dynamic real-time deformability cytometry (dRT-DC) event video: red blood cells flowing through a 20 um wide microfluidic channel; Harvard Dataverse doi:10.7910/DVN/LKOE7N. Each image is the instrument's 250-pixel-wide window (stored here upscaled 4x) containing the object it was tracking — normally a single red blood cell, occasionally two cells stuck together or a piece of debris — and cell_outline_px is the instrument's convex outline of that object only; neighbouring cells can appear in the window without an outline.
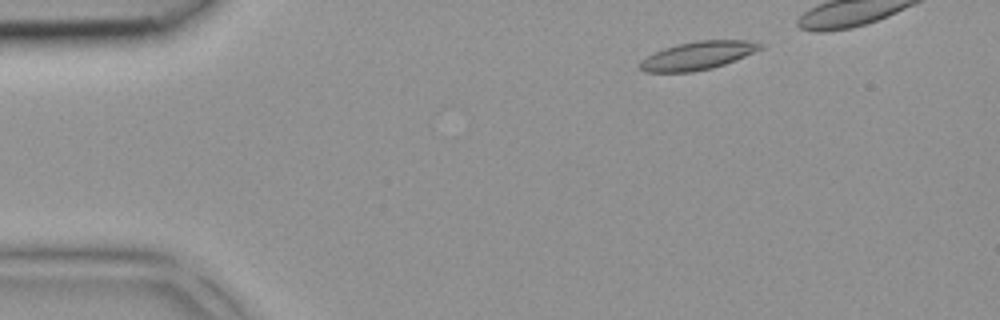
{"species": "common noctule bat (a hibernating species)", "species_latin": "Nyctalus noctula", "temperature_condition": "room temperature", "stored_images_in_passage": 29, "camera_frame_rate_fps": 3000, "um_per_image_px": 0.085, "animal": {"sex": "female", "body_mass_g": 18.4}, "frame": {"image": 1, "passage_image": 1, "time_ms": 0.0, "image_size_px": [1000, 320], "cell_outline_px": [[764, 48], [724, 64], [712, 68], [692, 72], [644, 72], [636, 64], [640, 60], [664, 48], [696, 40], [748, 40], [764, 44]], "centroid_in_image_um": [59.3, 4.72], "position_along_channel_um": 25.7, "area_um2": 19.71}}
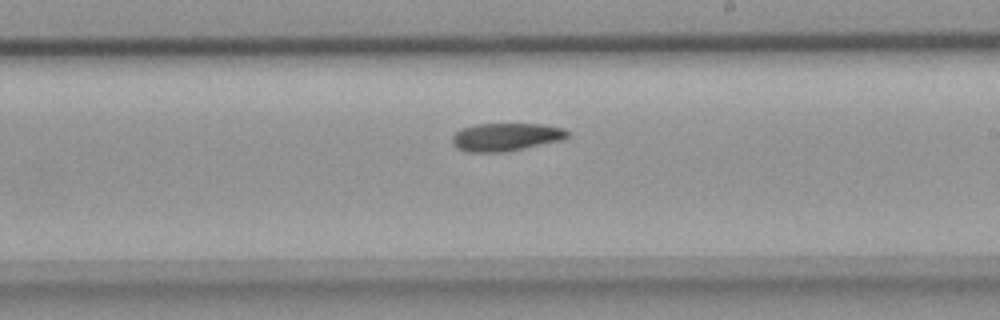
{"frame": {"image": 2, "passage_image": 19, "time_ms": 6.0, "image_size_px": [1000, 320], "cell_outline_px": [[568, 136], [560, 140], [504, 152], [464, 152], [456, 148], [452, 144], [452, 136], [460, 128], [476, 124], [544, 124], [564, 128], [568, 132]], "centroid_in_image_um": [42.93, 11.64], "position_along_channel_um": 246.1, "area_um2": 18.79}}
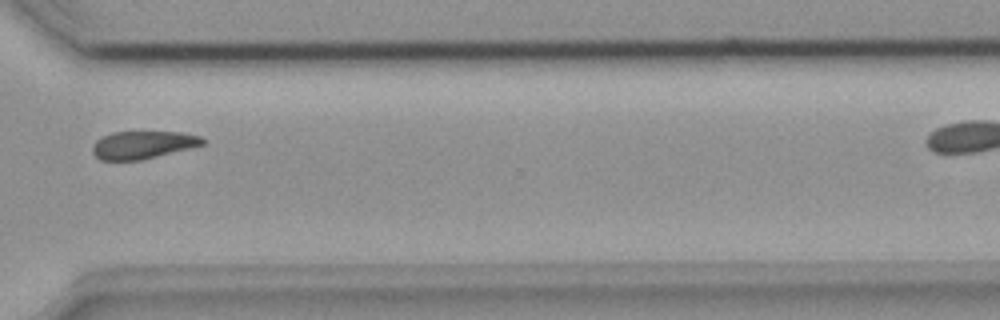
{"frame": {"image": 3, "passage_image": 26, "time_ms": 8.333, "image_size_px": [1000, 320], "cell_outline_px": [[204, 144], [192, 148], [144, 160], [100, 160], [92, 152], [92, 144], [100, 136], [112, 132], [180, 132], [200, 136], [204, 140]], "centroid_in_image_um": [12.12, 12.32], "position_along_channel_um": 358.5, "area_um2": 18.03}}